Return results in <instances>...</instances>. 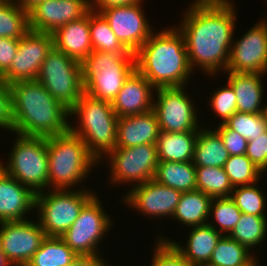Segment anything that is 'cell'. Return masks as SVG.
<instances>
[{
  "instance_id": "obj_1",
  "label": "cell",
  "mask_w": 267,
  "mask_h": 266,
  "mask_svg": "<svg viewBox=\"0 0 267 266\" xmlns=\"http://www.w3.org/2000/svg\"><path fill=\"white\" fill-rule=\"evenodd\" d=\"M236 10L232 0H194L188 5L177 29L184 37L192 71L198 68L209 77L226 71L236 32Z\"/></svg>"
},
{
  "instance_id": "obj_2",
  "label": "cell",
  "mask_w": 267,
  "mask_h": 266,
  "mask_svg": "<svg viewBox=\"0 0 267 266\" xmlns=\"http://www.w3.org/2000/svg\"><path fill=\"white\" fill-rule=\"evenodd\" d=\"M10 85L12 133L22 136L50 137L69 131V110L58 102L37 80Z\"/></svg>"
},
{
  "instance_id": "obj_3",
  "label": "cell",
  "mask_w": 267,
  "mask_h": 266,
  "mask_svg": "<svg viewBox=\"0 0 267 266\" xmlns=\"http://www.w3.org/2000/svg\"><path fill=\"white\" fill-rule=\"evenodd\" d=\"M175 27L154 30L135 53L136 70L155 88L188 86L194 73L184 37Z\"/></svg>"
},
{
  "instance_id": "obj_4",
  "label": "cell",
  "mask_w": 267,
  "mask_h": 266,
  "mask_svg": "<svg viewBox=\"0 0 267 266\" xmlns=\"http://www.w3.org/2000/svg\"><path fill=\"white\" fill-rule=\"evenodd\" d=\"M72 117L77 118L76 125L69 123V131L80 137L90 154L102 164L101 160L116 148L117 142L118 116L111 102L84 92L69 110V118Z\"/></svg>"
},
{
  "instance_id": "obj_5",
  "label": "cell",
  "mask_w": 267,
  "mask_h": 266,
  "mask_svg": "<svg viewBox=\"0 0 267 266\" xmlns=\"http://www.w3.org/2000/svg\"><path fill=\"white\" fill-rule=\"evenodd\" d=\"M47 152L50 190H75L99 165L83 140L70 131L47 137Z\"/></svg>"
},
{
  "instance_id": "obj_6",
  "label": "cell",
  "mask_w": 267,
  "mask_h": 266,
  "mask_svg": "<svg viewBox=\"0 0 267 266\" xmlns=\"http://www.w3.org/2000/svg\"><path fill=\"white\" fill-rule=\"evenodd\" d=\"M84 92L112 102L136 70L135 54L92 51L82 62Z\"/></svg>"
},
{
  "instance_id": "obj_7",
  "label": "cell",
  "mask_w": 267,
  "mask_h": 266,
  "mask_svg": "<svg viewBox=\"0 0 267 266\" xmlns=\"http://www.w3.org/2000/svg\"><path fill=\"white\" fill-rule=\"evenodd\" d=\"M14 134L12 151L7 163L2 161L1 168L35 194L48 190L47 137Z\"/></svg>"
},
{
  "instance_id": "obj_8",
  "label": "cell",
  "mask_w": 267,
  "mask_h": 266,
  "mask_svg": "<svg viewBox=\"0 0 267 266\" xmlns=\"http://www.w3.org/2000/svg\"><path fill=\"white\" fill-rule=\"evenodd\" d=\"M90 190L48 189L36 194L37 221L47 237H61L71 227L83 206L96 194Z\"/></svg>"
},
{
  "instance_id": "obj_9",
  "label": "cell",
  "mask_w": 267,
  "mask_h": 266,
  "mask_svg": "<svg viewBox=\"0 0 267 266\" xmlns=\"http://www.w3.org/2000/svg\"><path fill=\"white\" fill-rule=\"evenodd\" d=\"M36 80L68 110L84 93L81 62L54 46L47 53Z\"/></svg>"
},
{
  "instance_id": "obj_10",
  "label": "cell",
  "mask_w": 267,
  "mask_h": 266,
  "mask_svg": "<svg viewBox=\"0 0 267 266\" xmlns=\"http://www.w3.org/2000/svg\"><path fill=\"white\" fill-rule=\"evenodd\" d=\"M102 161H109V185L130 183L129 187H133L143 184L155 177L158 165L156 144L116 147Z\"/></svg>"
},
{
  "instance_id": "obj_11",
  "label": "cell",
  "mask_w": 267,
  "mask_h": 266,
  "mask_svg": "<svg viewBox=\"0 0 267 266\" xmlns=\"http://www.w3.org/2000/svg\"><path fill=\"white\" fill-rule=\"evenodd\" d=\"M95 194L81 209L78 218L60 237L78 256L101 254L99 245L113 225Z\"/></svg>"
},
{
  "instance_id": "obj_12",
  "label": "cell",
  "mask_w": 267,
  "mask_h": 266,
  "mask_svg": "<svg viewBox=\"0 0 267 266\" xmlns=\"http://www.w3.org/2000/svg\"><path fill=\"white\" fill-rule=\"evenodd\" d=\"M186 86L159 87L155 89L153 111L156 114L160 130L179 133L199 131L197 109L194 100L187 95Z\"/></svg>"
},
{
  "instance_id": "obj_13",
  "label": "cell",
  "mask_w": 267,
  "mask_h": 266,
  "mask_svg": "<svg viewBox=\"0 0 267 266\" xmlns=\"http://www.w3.org/2000/svg\"><path fill=\"white\" fill-rule=\"evenodd\" d=\"M142 7L141 0L131 4L109 6L98 11L106 19L120 43L134 54L156 30L148 23Z\"/></svg>"
},
{
  "instance_id": "obj_14",
  "label": "cell",
  "mask_w": 267,
  "mask_h": 266,
  "mask_svg": "<svg viewBox=\"0 0 267 266\" xmlns=\"http://www.w3.org/2000/svg\"><path fill=\"white\" fill-rule=\"evenodd\" d=\"M45 238L37 220L0 222V251L12 266H26Z\"/></svg>"
},
{
  "instance_id": "obj_15",
  "label": "cell",
  "mask_w": 267,
  "mask_h": 266,
  "mask_svg": "<svg viewBox=\"0 0 267 266\" xmlns=\"http://www.w3.org/2000/svg\"><path fill=\"white\" fill-rule=\"evenodd\" d=\"M182 192L162 185L152 179L143 184L131 187L123 194V205H127L148 219H172Z\"/></svg>"
},
{
  "instance_id": "obj_16",
  "label": "cell",
  "mask_w": 267,
  "mask_h": 266,
  "mask_svg": "<svg viewBox=\"0 0 267 266\" xmlns=\"http://www.w3.org/2000/svg\"><path fill=\"white\" fill-rule=\"evenodd\" d=\"M233 39L226 71L267 74V20L264 18Z\"/></svg>"
},
{
  "instance_id": "obj_17",
  "label": "cell",
  "mask_w": 267,
  "mask_h": 266,
  "mask_svg": "<svg viewBox=\"0 0 267 266\" xmlns=\"http://www.w3.org/2000/svg\"><path fill=\"white\" fill-rule=\"evenodd\" d=\"M53 47L50 33L30 30L19 39V47L10 69L1 77L7 84L36 80L47 53Z\"/></svg>"
},
{
  "instance_id": "obj_18",
  "label": "cell",
  "mask_w": 267,
  "mask_h": 266,
  "mask_svg": "<svg viewBox=\"0 0 267 266\" xmlns=\"http://www.w3.org/2000/svg\"><path fill=\"white\" fill-rule=\"evenodd\" d=\"M90 11L88 0H44L28 11L32 31L52 34Z\"/></svg>"
},
{
  "instance_id": "obj_19",
  "label": "cell",
  "mask_w": 267,
  "mask_h": 266,
  "mask_svg": "<svg viewBox=\"0 0 267 266\" xmlns=\"http://www.w3.org/2000/svg\"><path fill=\"white\" fill-rule=\"evenodd\" d=\"M155 89L143 75L135 70L111 102L114 112L119 118L151 111Z\"/></svg>"
},
{
  "instance_id": "obj_20",
  "label": "cell",
  "mask_w": 267,
  "mask_h": 266,
  "mask_svg": "<svg viewBox=\"0 0 267 266\" xmlns=\"http://www.w3.org/2000/svg\"><path fill=\"white\" fill-rule=\"evenodd\" d=\"M36 194L0 169V222L26 220L35 209Z\"/></svg>"
},
{
  "instance_id": "obj_21",
  "label": "cell",
  "mask_w": 267,
  "mask_h": 266,
  "mask_svg": "<svg viewBox=\"0 0 267 266\" xmlns=\"http://www.w3.org/2000/svg\"><path fill=\"white\" fill-rule=\"evenodd\" d=\"M189 230L185 245L181 244V241L177 243L176 239H167L162 234H159L156 239L161 242H170L189 264L209 263L212 252L223 235L209 223L189 227Z\"/></svg>"
},
{
  "instance_id": "obj_22",
  "label": "cell",
  "mask_w": 267,
  "mask_h": 266,
  "mask_svg": "<svg viewBox=\"0 0 267 266\" xmlns=\"http://www.w3.org/2000/svg\"><path fill=\"white\" fill-rule=\"evenodd\" d=\"M225 73L227 82L235 91L237 112L251 114L267 112V103L263 100L265 88L262 82L266 74L231 71H225Z\"/></svg>"
},
{
  "instance_id": "obj_23",
  "label": "cell",
  "mask_w": 267,
  "mask_h": 266,
  "mask_svg": "<svg viewBox=\"0 0 267 266\" xmlns=\"http://www.w3.org/2000/svg\"><path fill=\"white\" fill-rule=\"evenodd\" d=\"M160 126L153 110L117 121L116 147H133L141 144H156Z\"/></svg>"
},
{
  "instance_id": "obj_24",
  "label": "cell",
  "mask_w": 267,
  "mask_h": 266,
  "mask_svg": "<svg viewBox=\"0 0 267 266\" xmlns=\"http://www.w3.org/2000/svg\"><path fill=\"white\" fill-rule=\"evenodd\" d=\"M53 46L82 62L92 51L90 11L81 19L67 23L52 33Z\"/></svg>"
},
{
  "instance_id": "obj_25",
  "label": "cell",
  "mask_w": 267,
  "mask_h": 266,
  "mask_svg": "<svg viewBox=\"0 0 267 266\" xmlns=\"http://www.w3.org/2000/svg\"><path fill=\"white\" fill-rule=\"evenodd\" d=\"M198 132L171 133L160 131L156 142L158 162L192 161Z\"/></svg>"
},
{
  "instance_id": "obj_26",
  "label": "cell",
  "mask_w": 267,
  "mask_h": 266,
  "mask_svg": "<svg viewBox=\"0 0 267 266\" xmlns=\"http://www.w3.org/2000/svg\"><path fill=\"white\" fill-rule=\"evenodd\" d=\"M230 157L219 133L204 125L198 132L195 143L193 164L195 166L223 167Z\"/></svg>"
},
{
  "instance_id": "obj_27",
  "label": "cell",
  "mask_w": 267,
  "mask_h": 266,
  "mask_svg": "<svg viewBox=\"0 0 267 266\" xmlns=\"http://www.w3.org/2000/svg\"><path fill=\"white\" fill-rule=\"evenodd\" d=\"M212 199L211 196L197 189L182 192L171 220L178 221V224L186 228L208 223Z\"/></svg>"
},
{
  "instance_id": "obj_28",
  "label": "cell",
  "mask_w": 267,
  "mask_h": 266,
  "mask_svg": "<svg viewBox=\"0 0 267 266\" xmlns=\"http://www.w3.org/2000/svg\"><path fill=\"white\" fill-rule=\"evenodd\" d=\"M154 180L181 192L196 190V166L190 162H158Z\"/></svg>"
},
{
  "instance_id": "obj_29",
  "label": "cell",
  "mask_w": 267,
  "mask_h": 266,
  "mask_svg": "<svg viewBox=\"0 0 267 266\" xmlns=\"http://www.w3.org/2000/svg\"><path fill=\"white\" fill-rule=\"evenodd\" d=\"M229 236L223 235L212 252L209 264L214 266H259L254 254Z\"/></svg>"
},
{
  "instance_id": "obj_30",
  "label": "cell",
  "mask_w": 267,
  "mask_h": 266,
  "mask_svg": "<svg viewBox=\"0 0 267 266\" xmlns=\"http://www.w3.org/2000/svg\"><path fill=\"white\" fill-rule=\"evenodd\" d=\"M77 254L60 237H47L26 266H69Z\"/></svg>"
},
{
  "instance_id": "obj_31",
  "label": "cell",
  "mask_w": 267,
  "mask_h": 266,
  "mask_svg": "<svg viewBox=\"0 0 267 266\" xmlns=\"http://www.w3.org/2000/svg\"><path fill=\"white\" fill-rule=\"evenodd\" d=\"M266 235L267 216L242 213L238 223L228 236L242 244L255 255L254 248L263 244V240L267 238Z\"/></svg>"
},
{
  "instance_id": "obj_32",
  "label": "cell",
  "mask_w": 267,
  "mask_h": 266,
  "mask_svg": "<svg viewBox=\"0 0 267 266\" xmlns=\"http://www.w3.org/2000/svg\"><path fill=\"white\" fill-rule=\"evenodd\" d=\"M29 31L28 12L13 0H0V38L21 39Z\"/></svg>"
},
{
  "instance_id": "obj_33",
  "label": "cell",
  "mask_w": 267,
  "mask_h": 266,
  "mask_svg": "<svg viewBox=\"0 0 267 266\" xmlns=\"http://www.w3.org/2000/svg\"><path fill=\"white\" fill-rule=\"evenodd\" d=\"M196 189L212 198H228L233 186L223 167L196 166Z\"/></svg>"
},
{
  "instance_id": "obj_34",
  "label": "cell",
  "mask_w": 267,
  "mask_h": 266,
  "mask_svg": "<svg viewBox=\"0 0 267 266\" xmlns=\"http://www.w3.org/2000/svg\"><path fill=\"white\" fill-rule=\"evenodd\" d=\"M90 39L93 51L134 54L120 43L106 19L99 12L92 10H90Z\"/></svg>"
},
{
  "instance_id": "obj_35",
  "label": "cell",
  "mask_w": 267,
  "mask_h": 266,
  "mask_svg": "<svg viewBox=\"0 0 267 266\" xmlns=\"http://www.w3.org/2000/svg\"><path fill=\"white\" fill-rule=\"evenodd\" d=\"M223 168L233 188L257 183L264 177V173L245 154L230 156Z\"/></svg>"
},
{
  "instance_id": "obj_36",
  "label": "cell",
  "mask_w": 267,
  "mask_h": 266,
  "mask_svg": "<svg viewBox=\"0 0 267 266\" xmlns=\"http://www.w3.org/2000/svg\"><path fill=\"white\" fill-rule=\"evenodd\" d=\"M241 214V210L230 197L213 198L210 204L209 219L213 217L215 224L212 221H208V223L222 235L228 236L238 223Z\"/></svg>"
},
{
  "instance_id": "obj_37",
  "label": "cell",
  "mask_w": 267,
  "mask_h": 266,
  "mask_svg": "<svg viewBox=\"0 0 267 266\" xmlns=\"http://www.w3.org/2000/svg\"><path fill=\"white\" fill-rule=\"evenodd\" d=\"M260 183L251 185L237 186L233 188L230 198L235 202L236 206L244 214H252L256 216H267L266 205L267 198L263 193V189L258 188Z\"/></svg>"
},
{
  "instance_id": "obj_38",
  "label": "cell",
  "mask_w": 267,
  "mask_h": 266,
  "mask_svg": "<svg viewBox=\"0 0 267 266\" xmlns=\"http://www.w3.org/2000/svg\"><path fill=\"white\" fill-rule=\"evenodd\" d=\"M224 124L247 141L255 140L257 136L267 131V112L258 114L235 112Z\"/></svg>"
},
{
  "instance_id": "obj_39",
  "label": "cell",
  "mask_w": 267,
  "mask_h": 266,
  "mask_svg": "<svg viewBox=\"0 0 267 266\" xmlns=\"http://www.w3.org/2000/svg\"><path fill=\"white\" fill-rule=\"evenodd\" d=\"M212 96V97H211ZM208 104L215 117H219L221 124L225 123L235 112H237V99L232 86L226 85L217 88L212 92Z\"/></svg>"
},
{
  "instance_id": "obj_40",
  "label": "cell",
  "mask_w": 267,
  "mask_h": 266,
  "mask_svg": "<svg viewBox=\"0 0 267 266\" xmlns=\"http://www.w3.org/2000/svg\"><path fill=\"white\" fill-rule=\"evenodd\" d=\"M150 266H190L170 242L155 241Z\"/></svg>"
},
{
  "instance_id": "obj_41",
  "label": "cell",
  "mask_w": 267,
  "mask_h": 266,
  "mask_svg": "<svg viewBox=\"0 0 267 266\" xmlns=\"http://www.w3.org/2000/svg\"><path fill=\"white\" fill-rule=\"evenodd\" d=\"M221 136L225 148L229 155H243L246 154L248 141L240 136L236 131L229 129L224 123H220L213 127Z\"/></svg>"
},
{
  "instance_id": "obj_42",
  "label": "cell",
  "mask_w": 267,
  "mask_h": 266,
  "mask_svg": "<svg viewBox=\"0 0 267 266\" xmlns=\"http://www.w3.org/2000/svg\"><path fill=\"white\" fill-rule=\"evenodd\" d=\"M263 173L267 170V131L247 143L245 154Z\"/></svg>"
},
{
  "instance_id": "obj_43",
  "label": "cell",
  "mask_w": 267,
  "mask_h": 266,
  "mask_svg": "<svg viewBox=\"0 0 267 266\" xmlns=\"http://www.w3.org/2000/svg\"><path fill=\"white\" fill-rule=\"evenodd\" d=\"M13 116L10 85L0 78V129L12 132Z\"/></svg>"
},
{
  "instance_id": "obj_44",
  "label": "cell",
  "mask_w": 267,
  "mask_h": 266,
  "mask_svg": "<svg viewBox=\"0 0 267 266\" xmlns=\"http://www.w3.org/2000/svg\"><path fill=\"white\" fill-rule=\"evenodd\" d=\"M19 47V39L0 38V78L10 69Z\"/></svg>"
},
{
  "instance_id": "obj_45",
  "label": "cell",
  "mask_w": 267,
  "mask_h": 266,
  "mask_svg": "<svg viewBox=\"0 0 267 266\" xmlns=\"http://www.w3.org/2000/svg\"><path fill=\"white\" fill-rule=\"evenodd\" d=\"M103 257L102 254L77 256L69 266H111Z\"/></svg>"
},
{
  "instance_id": "obj_46",
  "label": "cell",
  "mask_w": 267,
  "mask_h": 266,
  "mask_svg": "<svg viewBox=\"0 0 267 266\" xmlns=\"http://www.w3.org/2000/svg\"><path fill=\"white\" fill-rule=\"evenodd\" d=\"M139 1L141 0H88L90 10L96 12L109 6L125 5V4L136 3Z\"/></svg>"
},
{
  "instance_id": "obj_47",
  "label": "cell",
  "mask_w": 267,
  "mask_h": 266,
  "mask_svg": "<svg viewBox=\"0 0 267 266\" xmlns=\"http://www.w3.org/2000/svg\"><path fill=\"white\" fill-rule=\"evenodd\" d=\"M13 1L28 12L33 6L44 0H13Z\"/></svg>"
},
{
  "instance_id": "obj_48",
  "label": "cell",
  "mask_w": 267,
  "mask_h": 266,
  "mask_svg": "<svg viewBox=\"0 0 267 266\" xmlns=\"http://www.w3.org/2000/svg\"><path fill=\"white\" fill-rule=\"evenodd\" d=\"M0 266H12L0 251Z\"/></svg>"
},
{
  "instance_id": "obj_49",
  "label": "cell",
  "mask_w": 267,
  "mask_h": 266,
  "mask_svg": "<svg viewBox=\"0 0 267 266\" xmlns=\"http://www.w3.org/2000/svg\"><path fill=\"white\" fill-rule=\"evenodd\" d=\"M190 266H214V265H211L209 263H205V264H190Z\"/></svg>"
}]
</instances>
